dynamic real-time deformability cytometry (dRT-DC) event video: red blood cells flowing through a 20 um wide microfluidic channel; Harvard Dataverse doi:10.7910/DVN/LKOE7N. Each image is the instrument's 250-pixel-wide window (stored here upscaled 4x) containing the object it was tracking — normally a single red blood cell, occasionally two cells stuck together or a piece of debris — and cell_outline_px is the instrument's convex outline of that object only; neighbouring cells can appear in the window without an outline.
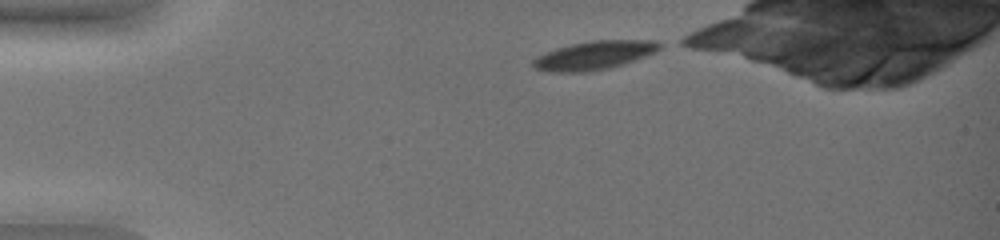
{"species": "common noctule bat (a hibernating species)", "species_latin": "Nyctalus noctula", "temperature_condition": "warm", "stored_images_in_passage": 38, "camera_frame_rate_fps": 3000, "um_per_image_px": 0.085, "animal": {"sex": "female", "body_mass_g": 19.0, "forearm_length_mm": 51.5}, "frame": {"image": 1, "passage_image": 1, "time_ms": 0.0, "image_size_px": [1000, 240], "cell_outline_px": [[664, 44], [656, 52], [624, 64], [608, 68], [588, 72], [548, 72], [536, 68], [532, 64], [532, 60], [536, 56], [544, 52], [556, 48], [588, 40], [656, 40]], "centroid_in_image_um": [50.52, 4.69], "position_along_channel_um": 34.5, "area_um2": 21.33}}
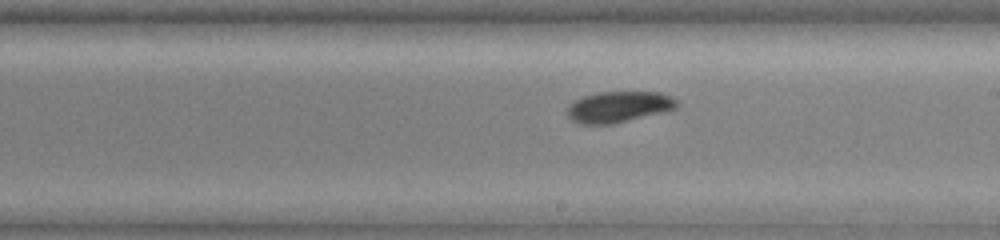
{"frame": {"image": 2, "passage_image": 22, "time_ms": 7.0, "image_size_px": [1000, 240], "cell_outline_px": [[680, 104], [676, 108], [668, 112], [612, 124], [580, 124], [572, 120], [564, 112], [568, 104], [584, 96], [600, 92], [660, 92], [672, 96]], "centroid_in_image_um": [52.61, 9.09], "position_along_channel_um": 236.4, "area_um2": 20.23}}
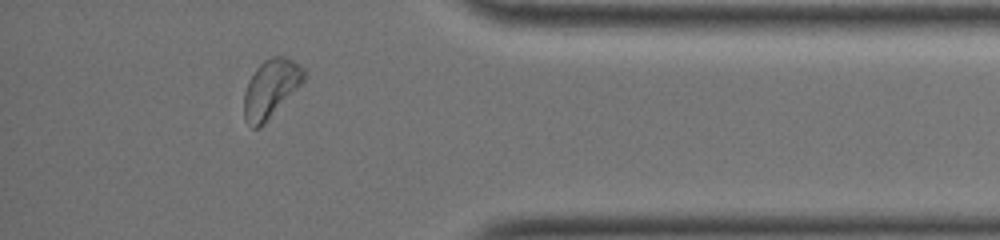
{"frame": {"image": 3, "passage_image": 37, "time_ms": 12.0, "image_size_px": [1000, 240], "cell_outline_px": [[308, 76], [264, 124], [260, 128], [252, 128], [244, 120], [244, 92], [248, 80], [256, 68], [264, 60], [272, 56], [284, 56], [300, 64], [304, 68]], "centroid_in_image_um": [23.01, 7.51], "position_along_channel_um": 412.2, "area_um2": 20.4}}